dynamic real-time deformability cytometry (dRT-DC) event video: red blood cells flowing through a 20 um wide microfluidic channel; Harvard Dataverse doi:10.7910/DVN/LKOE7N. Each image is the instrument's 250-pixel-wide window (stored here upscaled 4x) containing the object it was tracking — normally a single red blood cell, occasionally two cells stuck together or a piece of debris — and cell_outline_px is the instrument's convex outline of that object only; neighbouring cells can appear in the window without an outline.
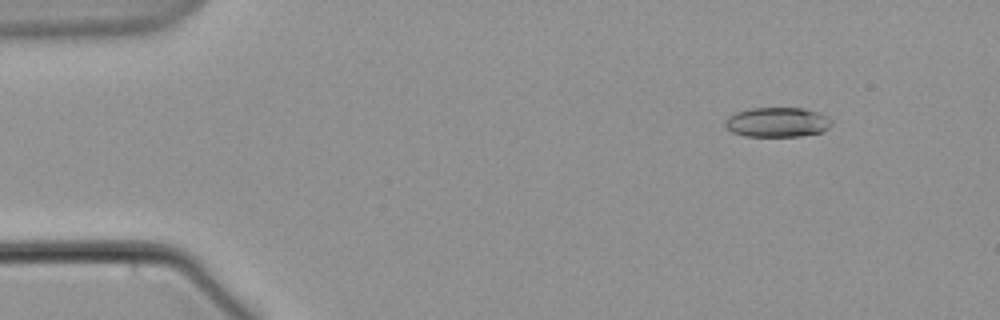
{"species": "common noctule bat (a hibernating species)", "species_latin": "Nyctalus noctula", "temperature_condition": "warm", "stored_images_in_passage": 4, "camera_frame_rate_fps": 3000, "um_per_image_px": 0.085, "animal": {"sex": "male", "body_mass_g": 21.5, "forearm_length_mm": 52.0}, "frame": {"image": 1, "passage_image": 2, "time_ms": 1.333, "image_size_px": [1000, 320], "cell_outline_px": [[832, 124], [828, 128], [820, 132], [800, 136], [744, 136], [732, 132], [724, 124], [724, 120], [728, 116], [736, 112], [748, 108], [804, 108], [828, 116], [832, 120]], "centroid_in_image_um": [66.05, 10.38], "position_along_channel_um": 18.9, "area_um2": 18.5}}